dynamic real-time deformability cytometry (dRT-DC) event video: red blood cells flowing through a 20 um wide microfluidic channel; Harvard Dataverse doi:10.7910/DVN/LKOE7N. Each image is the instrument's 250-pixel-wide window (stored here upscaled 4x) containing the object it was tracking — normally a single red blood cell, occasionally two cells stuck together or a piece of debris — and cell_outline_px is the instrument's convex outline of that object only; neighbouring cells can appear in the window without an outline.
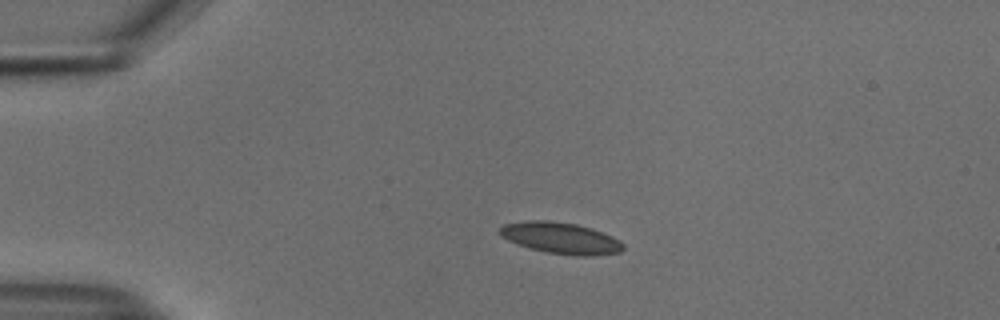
{"species": "common noctule bat (a hibernating species)", "species_latin": "Nyctalus noctula", "temperature_condition": "cold", "stored_images_in_passage": 43, "camera_frame_rate_fps": 3000, "um_per_image_px": 0.085, "animal": {"sex": "male", "body_mass_g": 18.8}, "frame": {"image": 1, "passage_image": 1, "time_ms": 0.0, "image_size_px": [1000, 320], "cell_outline_px": [[624, 248], [620, 252], [592, 256], [576, 256], [548, 252], [528, 248], [508, 240], [500, 236], [500, 228], [504, 224], [528, 220], [548, 220], [576, 224], [592, 228], [612, 236], [620, 240], [624, 244]], "centroid_in_image_um": [47.68, 20.23], "position_along_channel_um": 37.3, "area_um2": 22.6}}
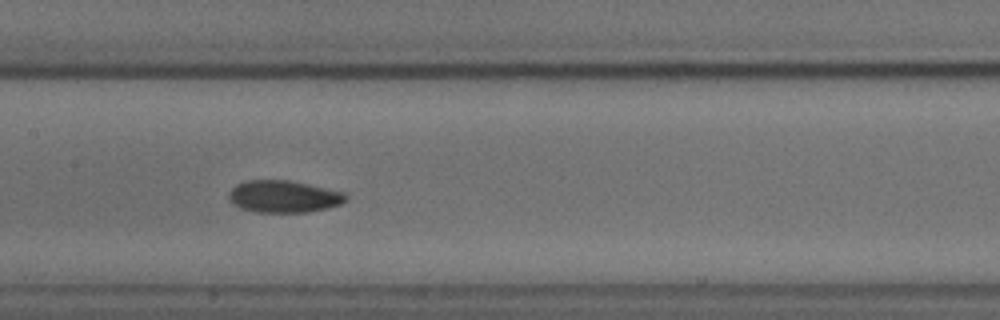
{"frame": {"image": 2, "passage_image": 16, "time_ms": 5.0, "image_size_px": [1000, 320], "cell_outline_px": [[348, 200], [340, 204], [324, 208], [304, 212], [256, 212], [240, 208], [232, 204], [228, 200], [228, 192], [236, 184], [244, 180], [288, 180], [308, 184], [344, 192], [348, 196]], "centroid_in_image_um": [24.06, 16.69], "position_along_channel_um": 183.3, "area_um2": 21.96}}
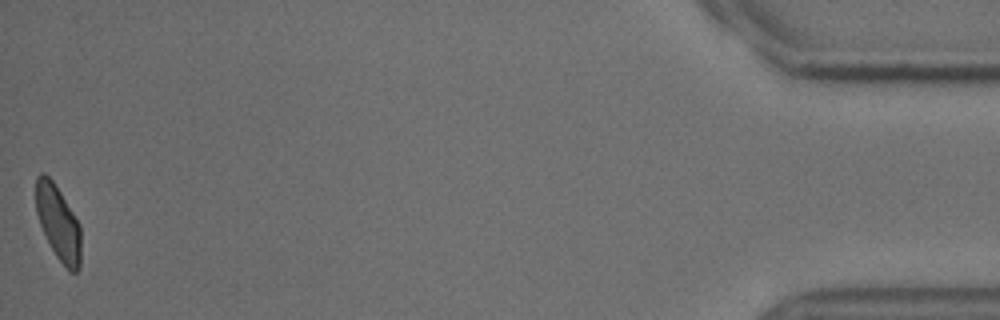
{"frame": {"image": 3, "passage_image": 43, "time_ms": 14.0, "image_size_px": [1000, 320], "cell_outline_px": [[80, 268], [76, 272], [68, 272], [56, 256], [40, 224], [36, 212], [36, 176], [40, 172], [44, 172], [52, 180], [60, 192], [80, 224]], "centroid_in_image_um": [4.95, 18.95], "position_along_channel_um": 430.2, "area_um2": 19.48}, "authors_computed_cell_mechanics": {"area_um2": 21.097, "velocity_mm_per_s": 3.7276, "shape_relaxation_time_tau1_ms": 7.6026, "shape_relaxation_time_tau2_ms": 2.4454, "deformation_change_tau1": 0.11, "deformation_change_tau2": 0.0593}}